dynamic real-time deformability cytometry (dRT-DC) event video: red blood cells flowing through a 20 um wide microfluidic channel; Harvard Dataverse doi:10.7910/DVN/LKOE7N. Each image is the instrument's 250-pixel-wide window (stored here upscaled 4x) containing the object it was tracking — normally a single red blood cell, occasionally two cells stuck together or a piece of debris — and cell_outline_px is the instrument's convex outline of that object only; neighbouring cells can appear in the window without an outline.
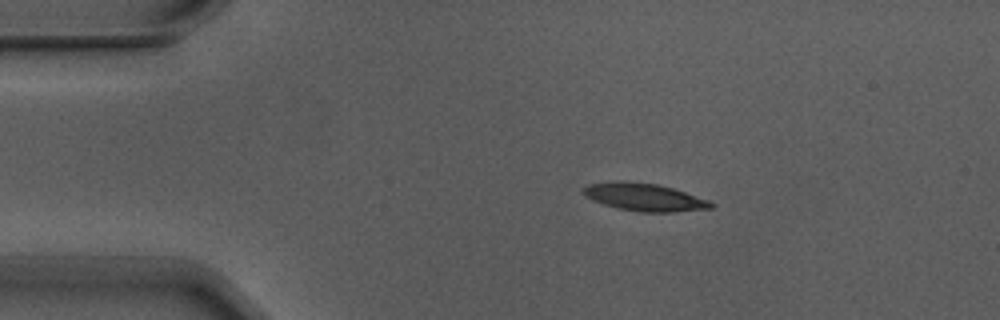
{"species": "Egyptian fruit bat (a non-hibernating species)", "species_latin": "Rousettus aegyptiacus", "temperature_condition": "warm", "stored_images_in_passage": 7, "camera_frame_rate_fps": 3000, "um_per_image_px": 0.085, "animal": {"sex": "male"}, "frame": {"image": 1, "passage_image": 1, "time_ms": 0.0, "image_size_px": [1000, 320], "cell_outline_px": [[716, 204], [712, 208], [672, 212], [640, 212], [616, 208], [592, 200], [584, 196], [580, 192], [580, 188], [588, 184], [656, 184], [672, 188], [708, 200]], "centroid_in_image_um": [54.79, 16.81], "position_along_channel_um": 30.2, "area_um2": 19.71}}
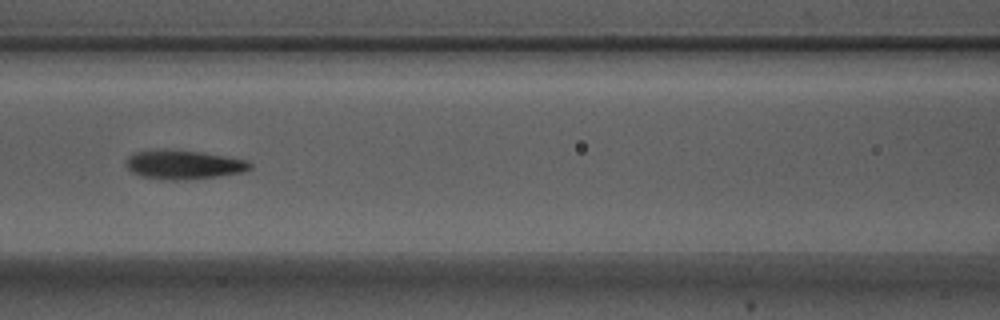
{"frame": {"image": 2, "passage_image": 5, "time_ms": 1.333, "image_size_px": [1000, 320], "cell_outline_px": [[252, 168], [244, 172], [216, 176], [184, 180], [160, 180], [140, 176], [132, 172], [124, 164], [124, 160], [128, 156], [136, 152], [204, 152], [248, 160], [252, 164]], "centroid_in_image_um": [15.64, 14.04], "position_along_channel_um": 151.0, "area_um2": 20.46}}
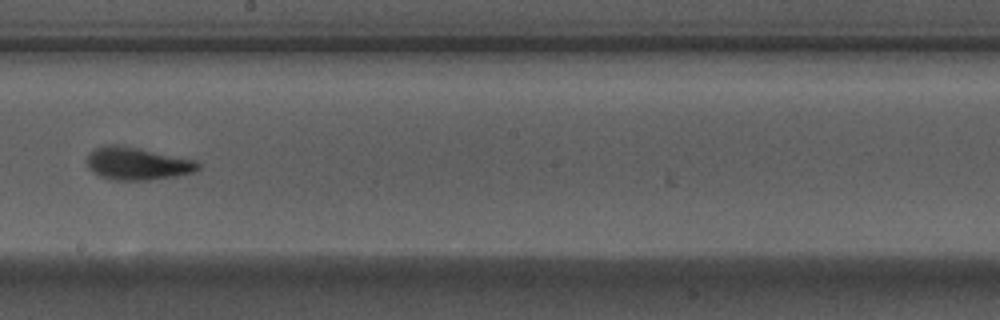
{"frame": {"image": 3, "passage_image": 7, "time_ms": 2.0, "image_size_px": [1000, 320], "cell_outline_px": [[200, 168], [196, 172], [176, 176], [148, 180], [112, 180], [100, 176], [92, 172], [88, 168], [84, 160], [88, 152], [92, 148], [104, 144], [116, 144], [136, 148], [192, 160], [200, 164]], "centroid_in_image_um": [11.55, 13.91], "position_along_channel_um": 236.6, "area_um2": 21.27}}